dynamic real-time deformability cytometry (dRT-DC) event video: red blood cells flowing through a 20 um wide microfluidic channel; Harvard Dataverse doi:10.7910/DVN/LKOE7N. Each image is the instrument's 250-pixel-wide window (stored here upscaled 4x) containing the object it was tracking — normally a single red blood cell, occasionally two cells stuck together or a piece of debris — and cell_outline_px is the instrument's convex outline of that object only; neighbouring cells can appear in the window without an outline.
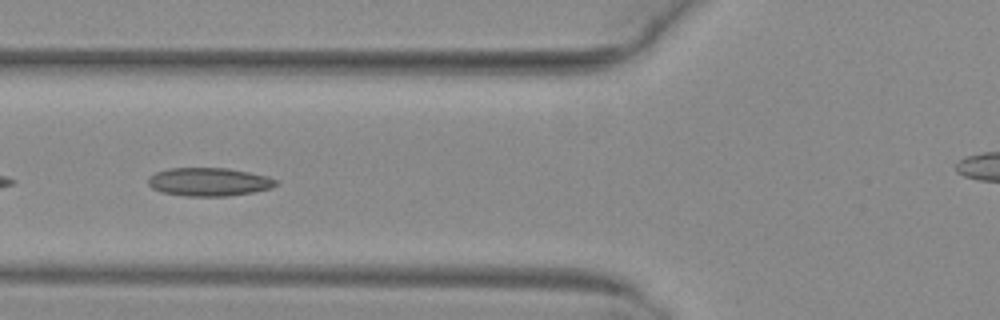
{"species": "common noctule bat (a hibernating species)", "species_latin": "Nyctalus noctula", "temperature_condition": "warm", "stored_images_in_passage": 20, "camera_frame_rate_fps": 3000, "um_per_image_px": 0.085, "animal": {"sex": "female", "body_mass_g": 29.2, "forearm_length_mm": 56.3}, "frame": {"image": 1, "passage_image": 13, "time_ms": 4.0, "image_size_px": [1000, 320], "cell_outline_px": [[280, 184], [272, 188], [252, 192], [228, 196], [184, 196], [160, 192], [152, 188], [148, 184], [148, 176], [156, 172], [168, 168], [228, 168], [268, 176], [280, 180]], "centroid_in_image_um": [17.78, 15.46], "position_along_channel_um": 108.0, "area_um2": 21.39}}